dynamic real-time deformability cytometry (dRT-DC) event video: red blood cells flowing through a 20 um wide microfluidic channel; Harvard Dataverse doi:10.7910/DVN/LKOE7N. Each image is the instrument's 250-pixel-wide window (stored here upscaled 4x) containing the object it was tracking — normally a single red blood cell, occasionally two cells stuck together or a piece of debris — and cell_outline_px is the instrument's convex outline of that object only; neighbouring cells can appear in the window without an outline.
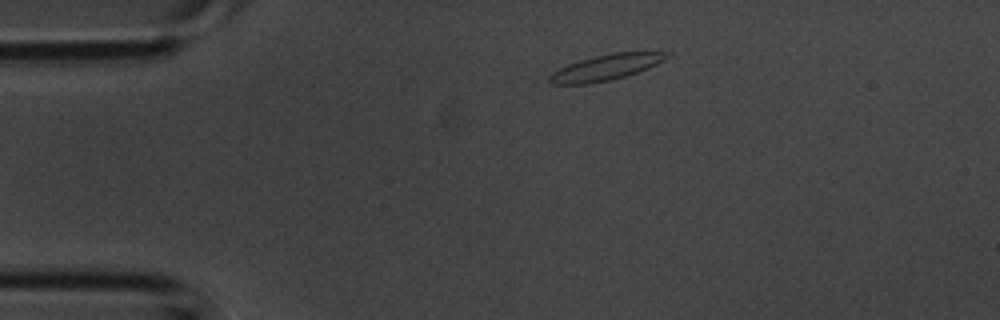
{"species": "common noctule bat (a hibernating species)", "species_latin": "Nyctalus noctula", "temperature_condition": "room temperature", "stored_images_in_passage": 5, "segment_of_instrument_passage": [2, 2], "camera_frame_rate_fps": 3000, "um_per_image_px": 0.085, "animal": {"sex": "male", "body_mass_g": 20.1, "forearm_length_mm": 53.5}, "frame": {"image": 1, "passage_image": 5, "time_ms": 1.333, "image_size_px": [1000, 320], "cell_outline_px": [[672, 52], [664, 60], [648, 68], [624, 76], [608, 80], [588, 84], [552, 84], [548, 80], [548, 76], [552, 72], [568, 64], [580, 60], [612, 52]], "centroid_in_image_um": [51.48, 5.72], "position_along_channel_um": 33.5, "area_um2": 17.34}}